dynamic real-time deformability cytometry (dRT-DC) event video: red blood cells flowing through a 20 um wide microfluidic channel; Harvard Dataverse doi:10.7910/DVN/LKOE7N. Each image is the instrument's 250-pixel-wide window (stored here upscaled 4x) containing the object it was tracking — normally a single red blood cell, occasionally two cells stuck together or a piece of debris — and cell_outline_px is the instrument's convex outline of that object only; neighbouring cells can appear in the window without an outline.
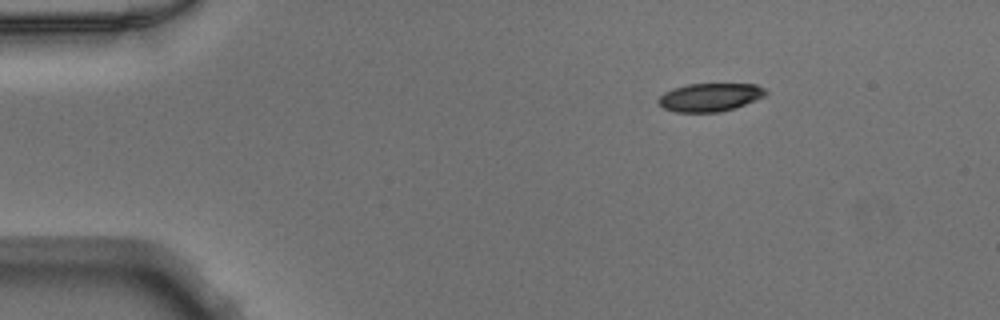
{"species": "Egyptian fruit bat (a non-hibernating species)", "species_latin": "Rousettus aegyptiacus", "temperature_condition": "warm", "stored_images_in_passage": 43, "camera_frame_rate_fps": 3000, "um_per_image_px": 0.085, "animal": {"sex": "male"}, "frame": {"image": 1, "passage_image": 1, "time_ms": 0.0, "image_size_px": [1000, 320], "cell_outline_px": [[768, 92], [764, 96], [744, 104], [720, 112], [676, 112], [664, 108], [656, 100], [664, 92], [672, 88], [688, 84], [756, 84], [764, 88]], "centroid_in_image_um": [60.31, 8.26], "position_along_channel_um": 24.7, "area_um2": 17.51}}
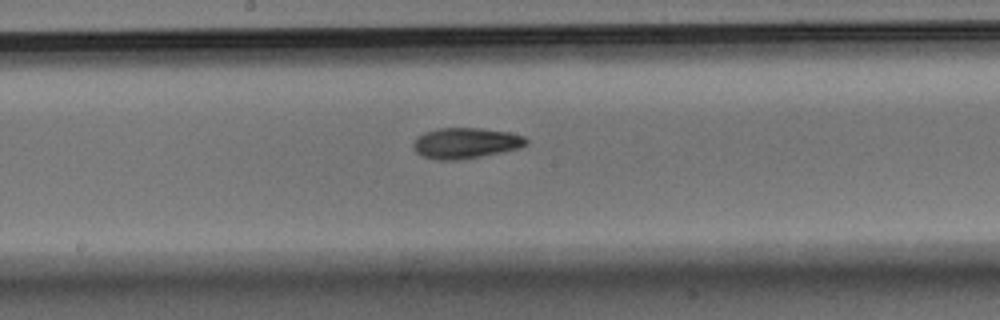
{"frame": {"image": 2, "passage_image": 20, "time_ms": 6.333, "image_size_px": [1000, 320], "cell_outline_px": [[528, 144], [516, 148], [500, 152], [480, 156], [456, 160], [440, 160], [424, 156], [416, 152], [412, 144], [416, 136], [424, 132], [440, 128], [480, 128], [508, 132], [524, 136], [528, 140]], "centroid_in_image_um": [39.55, 12.15], "position_along_channel_um": 208.7, "area_um2": 20.0}}
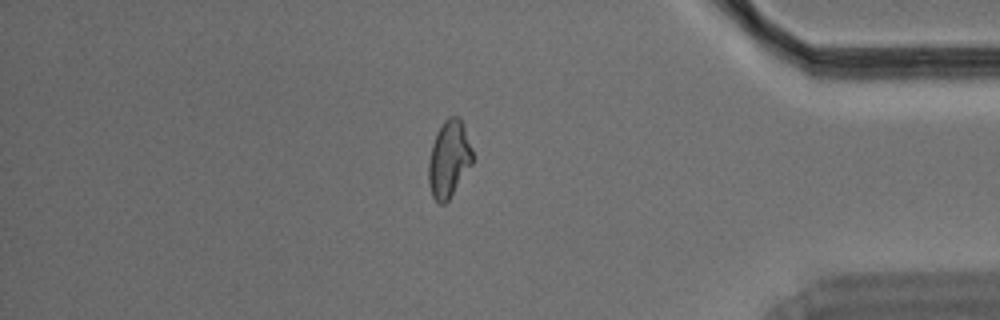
{"frame": {"image": 3, "passage_image": 36, "time_ms": 11.667, "image_size_px": [1000, 320], "cell_outline_px": [[472, 164], [448, 200], [444, 204], [440, 204], [432, 196], [428, 184], [428, 164], [432, 144], [444, 120], [448, 116], [460, 116], [472, 148]], "centroid_in_image_um": [38.15, 13.51], "position_along_channel_um": 397.0, "area_um2": 19.54}}